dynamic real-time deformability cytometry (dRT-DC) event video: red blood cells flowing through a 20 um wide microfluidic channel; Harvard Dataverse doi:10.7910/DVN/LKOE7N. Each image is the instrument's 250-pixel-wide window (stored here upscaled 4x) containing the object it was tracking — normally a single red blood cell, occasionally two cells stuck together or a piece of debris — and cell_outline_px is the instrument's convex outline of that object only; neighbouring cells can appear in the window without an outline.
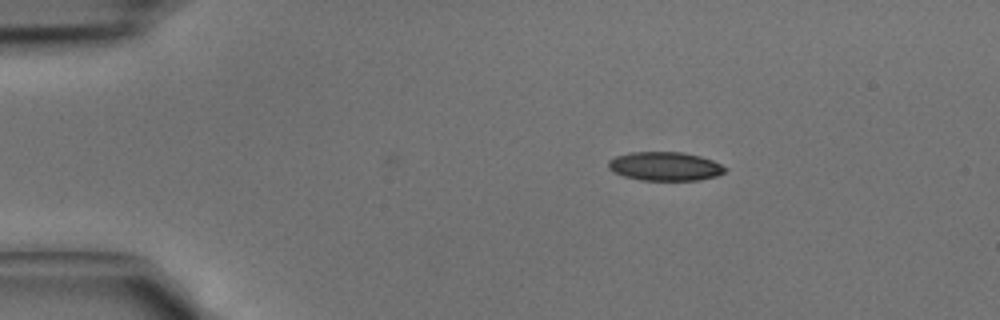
{"species": "common noctule bat (a hibernating species)", "species_latin": "Nyctalus noctula", "temperature_condition": "cold", "stored_images_in_passage": 34, "camera_frame_rate_fps": 3000, "um_per_image_px": 0.085, "animal": {"sex": "male", "body_mass_g": 15.6}, "frame": {"image": 1, "passage_image": 1, "time_ms": 0.0, "image_size_px": [1000, 320], "cell_outline_px": [[728, 168], [724, 172], [716, 176], [696, 180], [640, 180], [624, 176], [608, 168], [608, 160], [616, 156], [632, 152], [684, 152], [700, 156], [712, 160]], "centroid_in_image_um": [56.53, 14.13], "position_along_channel_um": 28.5, "area_um2": 19.48}}
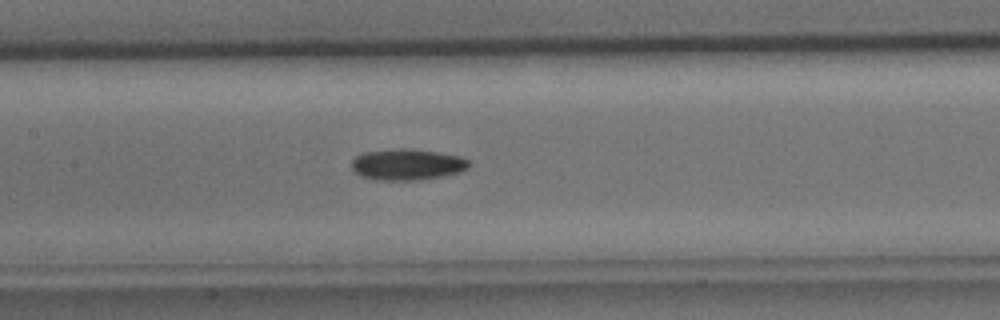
{"frame": {"image": 2, "passage_image": 14, "time_ms": 4.333, "image_size_px": [1000, 320], "cell_outline_px": [[468, 168], [460, 172], [420, 180], [376, 180], [360, 176], [352, 168], [352, 160], [356, 156], [364, 152], [400, 148], [412, 148], [460, 156], [468, 160]], "centroid_in_image_um": [34.59, 13.98], "position_along_channel_um": 172.8, "area_um2": 21.27}}
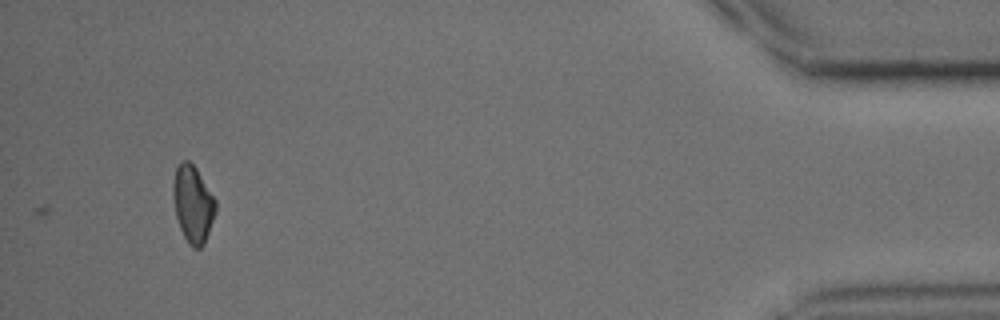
{"frame": {"image": 3, "passage_image": 34, "time_ms": 11.0, "image_size_px": [1000, 320], "cell_outline_px": [[216, 212], [204, 244], [200, 248], [192, 248], [188, 244], [180, 228], [176, 216], [172, 192], [172, 184], [176, 168], [184, 160], [188, 160], [196, 168], [216, 200]], "centroid_in_image_um": [16.39, 17.36], "position_along_channel_um": 418.8, "area_um2": 19.02}}